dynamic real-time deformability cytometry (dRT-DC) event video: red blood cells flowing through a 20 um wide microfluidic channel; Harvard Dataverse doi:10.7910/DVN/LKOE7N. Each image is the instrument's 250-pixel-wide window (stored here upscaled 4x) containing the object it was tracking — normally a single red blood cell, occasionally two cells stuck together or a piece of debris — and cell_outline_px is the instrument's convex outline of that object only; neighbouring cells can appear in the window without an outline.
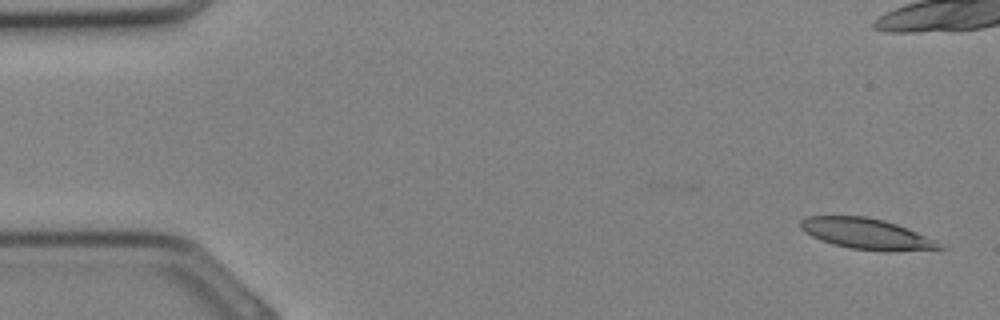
{"species": "Egyptian fruit bat (a non-hibernating species)", "species_latin": "Rousettus aegyptiacus", "temperature_condition": "cold", "stored_images_in_passage": 33, "camera_frame_rate_fps": 3000, "um_per_image_px": 0.085, "animal": {"sex": "female"}, "frame": {"image": 1, "passage_image": 1, "time_ms": 0.0, "image_size_px": [1000, 320], "cell_outline_px": [[948, 248], [852, 248], [832, 244], [820, 240], [804, 232], [800, 228], [800, 220], [808, 216], [864, 216], [884, 220], [896, 224], [916, 232]], "centroid_in_image_um": [73.45, 19.8], "position_along_channel_um": 11.6, "area_um2": 23.29}}